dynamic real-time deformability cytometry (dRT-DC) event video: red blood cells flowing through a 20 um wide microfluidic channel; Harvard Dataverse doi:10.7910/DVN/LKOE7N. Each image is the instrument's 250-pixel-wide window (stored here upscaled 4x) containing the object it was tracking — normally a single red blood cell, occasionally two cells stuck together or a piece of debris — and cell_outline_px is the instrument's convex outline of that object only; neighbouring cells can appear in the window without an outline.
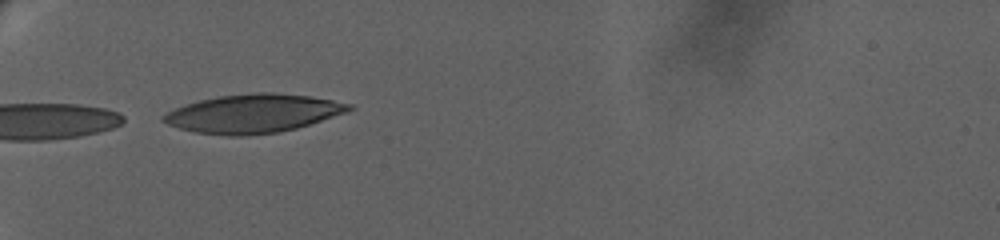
{"species": "human", "species_latin": "Homo sapiens", "temperature_condition": "warm", "stored_images_in_passage": 8, "camera_frame_rate_fps": 3000, "um_per_image_px": 0.085, "donor": {"sex": "female"}, "frame": {"image": 1, "passage_image": 1, "time_ms": 0.0, "image_size_px": [1000, 240], "cell_outline_px": [[356, 108], [348, 112], [296, 128], [280, 132], [244, 136], [228, 136], [196, 132], [180, 128], [168, 124], [160, 120], [160, 116], [176, 108], [200, 100], [220, 96], [252, 92], [276, 92], [312, 96], [352, 104]], "centroid_in_image_um": [21.56, 9.64], "position_along_channel_um": 63.4, "area_um2": 41.79}}
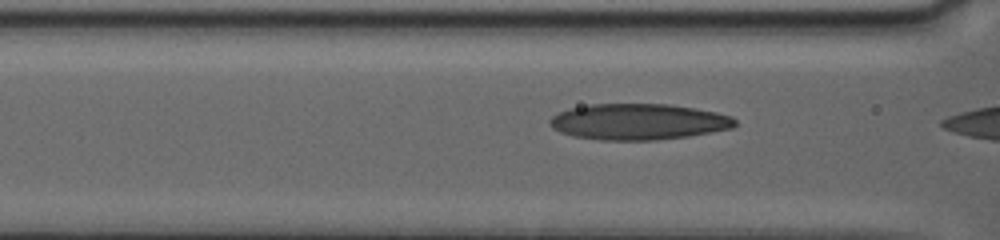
{"frame": {"image": 2, "passage_image": 7, "time_ms": 1.0, "image_size_px": [1000, 240], "cell_outline_px": [[736, 124], [732, 128], [688, 136], [652, 140], [604, 140], [576, 136], [560, 132], [552, 128], [548, 120], [556, 112], [568, 108], [592, 104], [668, 104], [696, 108], [716, 112], [732, 116], [736, 120]], "centroid_in_image_um": [54.24, 10.33], "position_along_channel_um": 112.4, "area_um2": 38.9}}